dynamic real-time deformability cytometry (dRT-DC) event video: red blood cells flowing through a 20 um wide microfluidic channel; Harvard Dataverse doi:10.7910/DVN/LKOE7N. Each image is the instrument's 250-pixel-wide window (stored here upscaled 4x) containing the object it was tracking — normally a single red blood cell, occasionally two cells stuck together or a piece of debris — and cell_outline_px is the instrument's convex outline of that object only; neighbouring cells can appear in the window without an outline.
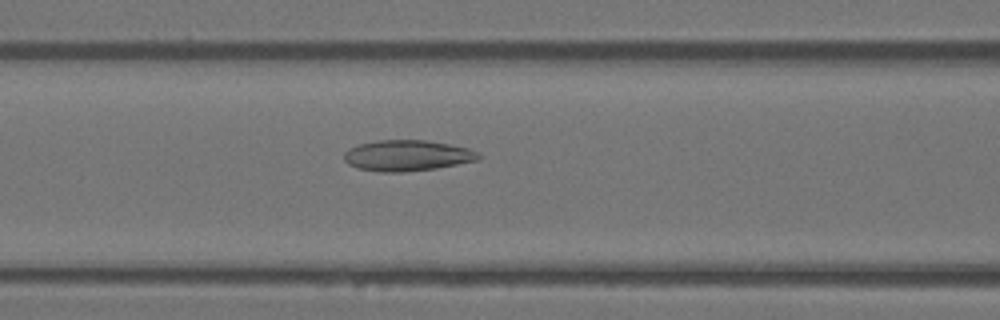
{"species": "Egyptian fruit bat (a non-hibernating species)", "species_latin": "Rousettus aegyptiacus", "temperature_condition": "warm", "stored_images_in_passage": 32, "camera_frame_rate_fps": 3000, "um_per_image_px": 0.085, "animal": {"sex": "female"}, "frame": {"image": 1, "passage_image": 6, "time_ms": 1.667, "image_size_px": [1000, 320], "cell_outline_px": [[484, 156], [480, 160], [436, 168], [404, 172], [384, 172], [356, 168], [348, 164], [344, 160], [344, 152], [348, 148], [360, 144], [376, 140], [424, 140], [448, 144], [468, 148]], "centroid_in_image_um": [34.61, 13.22], "position_along_channel_um": 132.0, "area_um2": 24.28}}
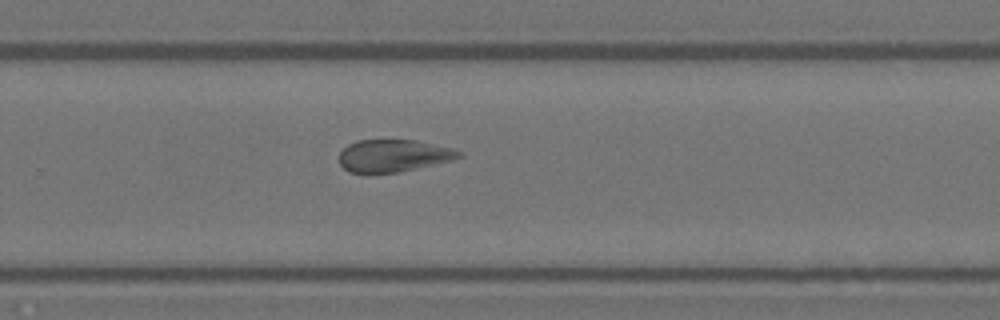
{"frame": {"image": 2, "passage_image": 17, "time_ms": 5.333, "image_size_px": [1000, 320], "cell_outline_px": [[464, 156], [452, 160], [400, 172], [368, 176], [348, 172], [340, 164], [340, 152], [348, 144], [356, 140], [416, 140], [452, 148], [460, 152]], "centroid_in_image_um": [33.39, 13.27], "position_along_channel_um": 296.4, "area_um2": 23.12}}
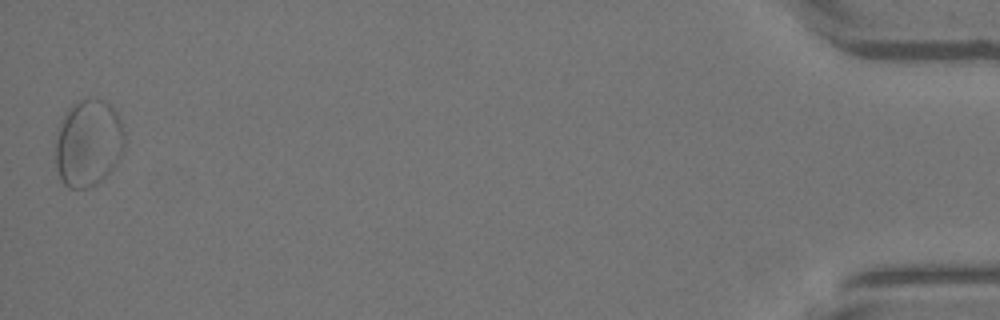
{"frame": {"image": 3, "passage_image": 32, "time_ms": 10.333, "image_size_px": [1000, 320], "cell_outline_px": [[124, 148], [116, 164], [96, 184], [84, 188], [68, 188], [60, 180], [56, 168], [56, 140], [60, 120], [64, 112], [72, 104], [80, 100], [104, 100], [116, 112], [120, 120], [124, 132]], "centroid_in_image_um": [7.48, 12.17], "position_along_channel_um": 427.7, "area_um2": 34.91}}